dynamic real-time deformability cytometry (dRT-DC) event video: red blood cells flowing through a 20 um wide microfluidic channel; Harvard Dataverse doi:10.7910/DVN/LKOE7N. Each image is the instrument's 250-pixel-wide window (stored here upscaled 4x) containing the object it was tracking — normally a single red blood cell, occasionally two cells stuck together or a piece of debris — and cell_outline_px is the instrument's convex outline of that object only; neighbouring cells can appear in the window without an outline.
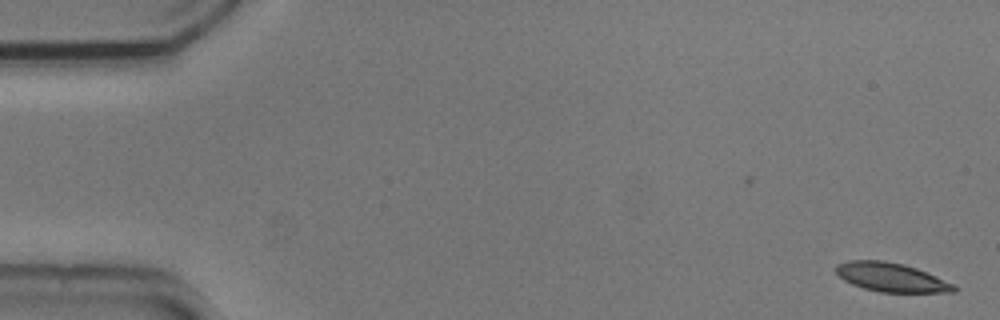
{"species": "common noctule bat (a hibernating species)", "species_latin": "Nyctalus noctula", "temperature_condition": "cold", "stored_images_in_passage": 43, "camera_frame_rate_fps": 3000, "um_per_image_px": 0.085, "animal": {"sex": "male", "body_mass_g": 20.5, "forearm_length_mm": 52.5}, "frame": {"image": 1, "passage_image": 1, "time_ms": 0.0, "image_size_px": [1000, 320], "cell_outline_px": [[960, 288], [956, 292], [880, 292], [864, 288], [852, 284], [844, 280], [836, 272], [836, 264], [848, 260], [884, 260], [904, 264], [916, 268], [956, 284]], "centroid_in_image_um": [75.8, 23.57], "position_along_channel_um": 9.2, "area_um2": 20.0}}
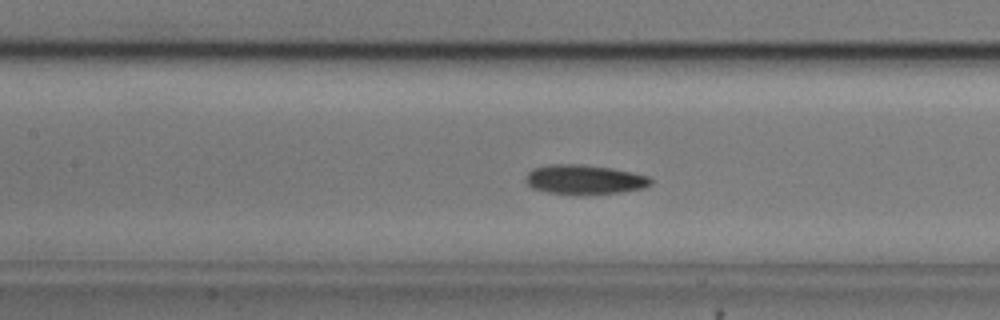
{"frame": {"image": 2, "passage_image": 24, "time_ms": 7.667, "image_size_px": [1000, 320], "cell_outline_px": [[652, 184], [644, 188], [620, 192], [576, 196], [548, 192], [532, 188], [524, 180], [528, 172], [532, 168], [552, 164], [584, 164], [612, 168], [632, 172], [648, 176], [652, 180]], "centroid_in_image_um": [49.67, 15.27], "position_along_channel_um": 157.7, "area_um2": 21.91}}
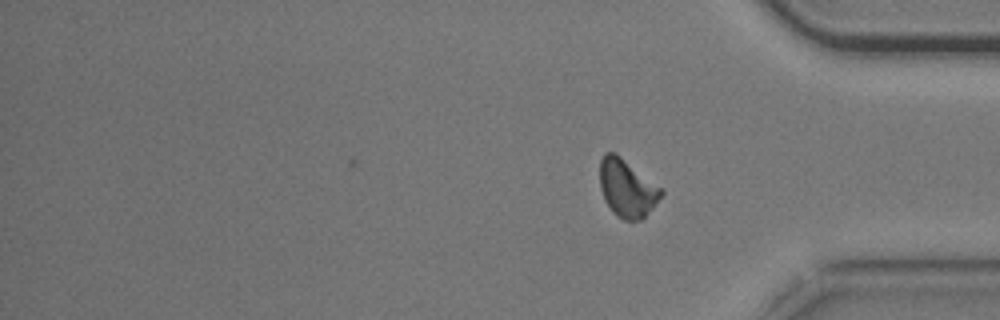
{"frame": {"image": 3, "passage_image": 43, "time_ms": 14.0, "image_size_px": [1000, 320], "cell_outline_px": [[664, 192], [652, 208], [640, 220], [624, 220], [616, 216], [612, 212], [604, 200], [600, 188], [600, 160], [604, 152], [616, 152], [664, 188]], "centroid_in_image_um": [53.3, 15.97], "position_along_channel_um": 381.9, "area_um2": 20.98}, "authors_computed_cell_mechanics": {"area_um2": 21.097, "velocity_mm_per_s": 3.691, "shape_relaxation_time_tau1_ms": 4.0175, "shape_relaxation_time_tau2_ms": 5.6163, "deformation_change_tau1": 0.0982, "deformation_change_tau2": 0.1188}}